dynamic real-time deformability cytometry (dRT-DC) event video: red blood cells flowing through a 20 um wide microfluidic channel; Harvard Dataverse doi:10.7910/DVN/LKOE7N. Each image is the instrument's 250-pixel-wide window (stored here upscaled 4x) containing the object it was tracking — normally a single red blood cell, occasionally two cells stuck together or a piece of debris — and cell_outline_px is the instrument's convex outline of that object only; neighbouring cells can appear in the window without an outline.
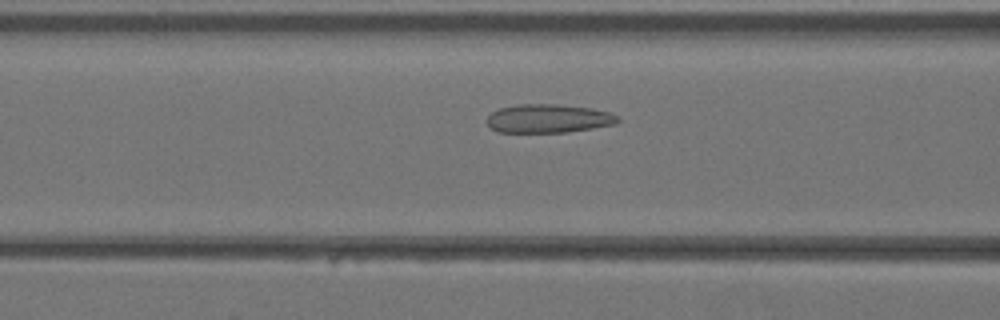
{"species": "Egyptian fruit bat (a non-hibernating species)", "species_latin": "Rousettus aegyptiacus", "temperature_condition": "warm", "stored_images_in_passage": 30, "camera_frame_rate_fps": 3000, "um_per_image_px": 0.085, "animal": {"sex": "female"}, "frame": {"image": 1, "passage_image": 13, "time_ms": 4.0, "image_size_px": [1000, 320], "cell_outline_px": [[620, 120], [616, 124], [592, 128], [564, 132], [496, 132], [488, 124], [488, 116], [492, 112], [500, 108], [516, 104], [556, 104], [592, 108], [608, 112], [616, 116]], "centroid_in_image_um": [46.6, 10.07], "position_along_channel_um": 120.0, "area_um2": 21.68}}
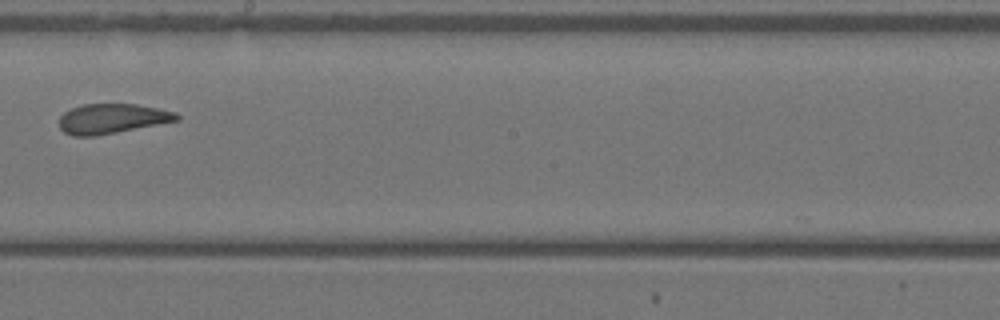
{"frame": {"image": 2, "passage_image": 20, "time_ms": 6.333, "image_size_px": [1000, 320], "cell_outline_px": [[180, 120], [96, 136], [72, 136], [64, 132], [60, 128], [60, 116], [64, 112], [72, 108], [84, 104], [136, 104], [176, 112], [180, 116]], "centroid_in_image_um": [9.52, 10.09], "position_along_channel_um": 238.7, "area_um2": 20.35}}
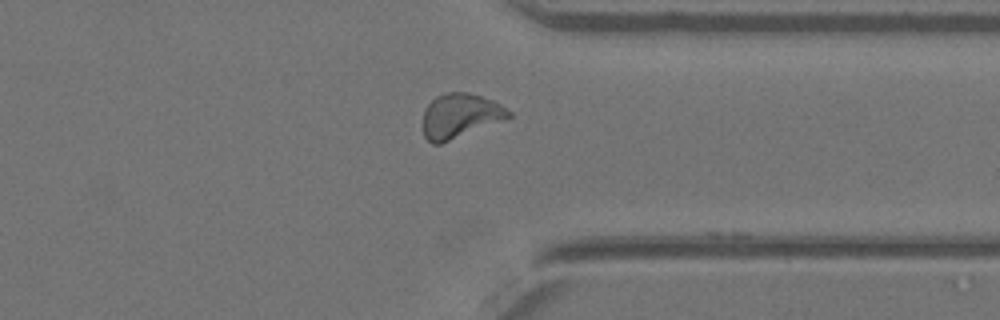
{"frame": {"image": 3, "passage_image": 28, "time_ms": 9.0, "image_size_px": [1000, 320], "cell_outline_px": [[512, 116], [440, 144], [432, 144], [424, 136], [424, 108], [436, 96], [448, 92], [468, 92], [492, 100], [500, 104], [512, 112]], "centroid_in_image_um": [39.09, 9.83], "position_along_channel_um": 372.3, "area_um2": 21.85}}